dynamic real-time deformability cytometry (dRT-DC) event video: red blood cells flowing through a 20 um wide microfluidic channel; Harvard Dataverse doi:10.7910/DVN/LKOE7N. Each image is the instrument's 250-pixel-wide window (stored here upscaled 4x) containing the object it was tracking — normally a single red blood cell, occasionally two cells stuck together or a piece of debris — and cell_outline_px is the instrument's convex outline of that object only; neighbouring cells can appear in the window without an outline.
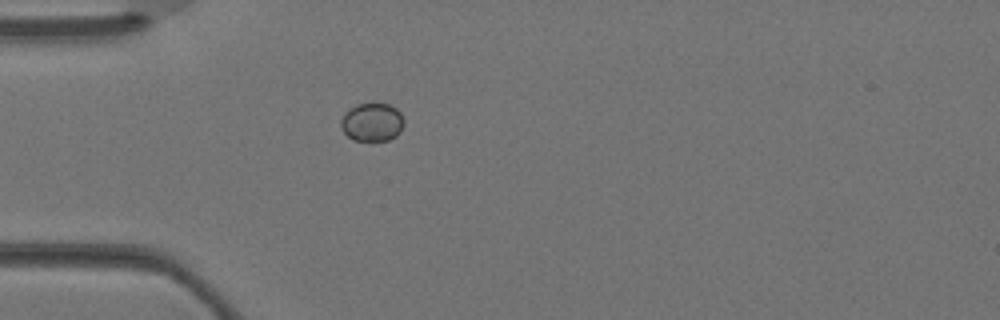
{"species": "Egyptian fruit bat (a non-hibernating species)", "species_latin": "Rousettus aegyptiacus", "temperature_condition": "warm", "stored_images_in_passage": 1, "camera_frame_rate_fps": 3000, "um_per_image_px": 0.085, "animal": {"sex": "female"}, "frame": {"image": 1, "passage_image": 1, "time_ms": 0.0, "image_size_px": [1000, 320], "cell_outline_px": [[404, 124], [400, 132], [396, 136], [388, 140], [352, 140], [340, 128], [340, 120], [344, 112], [356, 104], [388, 104], [396, 108], [400, 112], [404, 120]], "centroid_in_image_um": [31.61, 10.38], "position_along_channel_um": 53.4, "area_um2": 14.16}}